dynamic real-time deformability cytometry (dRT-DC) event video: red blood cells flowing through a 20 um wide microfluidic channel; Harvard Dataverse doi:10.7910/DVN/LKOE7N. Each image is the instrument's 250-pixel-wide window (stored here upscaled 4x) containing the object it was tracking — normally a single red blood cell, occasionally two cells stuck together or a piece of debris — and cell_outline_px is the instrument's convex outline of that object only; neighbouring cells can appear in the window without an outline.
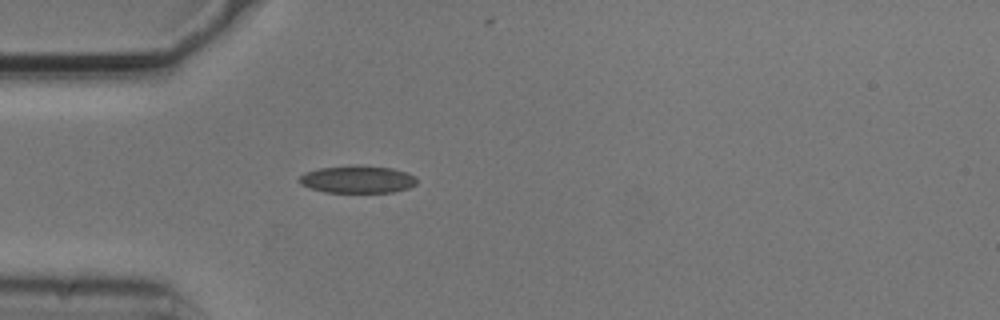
{"species": "common noctule bat (a hibernating species)", "species_latin": "Nyctalus noctula", "temperature_condition": "cold", "stored_images_in_passage": 2, "camera_frame_rate_fps": 3000, "um_per_image_px": 0.085, "animal": {"sex": "male", "body_mass_g": 20.5, "forearm_length_mm": 52.5}, "frame": {"image": 1, "passage_image": 2, "time_ms": 0.333, "image_size_px": [1000, 320], "cell_outline_px": [[416, 184], [408, 188], [392, 192], [324, 192], [308, 188], [300, 184], [300, 176], [304, 172], [320, 168], [352, 164], [360, 164], [392, 168], [416, 176]], "centroid_in_image_um": [30.36, 15.23], "position_along_channel_um": 54.6, "area_um2": 19.02}}